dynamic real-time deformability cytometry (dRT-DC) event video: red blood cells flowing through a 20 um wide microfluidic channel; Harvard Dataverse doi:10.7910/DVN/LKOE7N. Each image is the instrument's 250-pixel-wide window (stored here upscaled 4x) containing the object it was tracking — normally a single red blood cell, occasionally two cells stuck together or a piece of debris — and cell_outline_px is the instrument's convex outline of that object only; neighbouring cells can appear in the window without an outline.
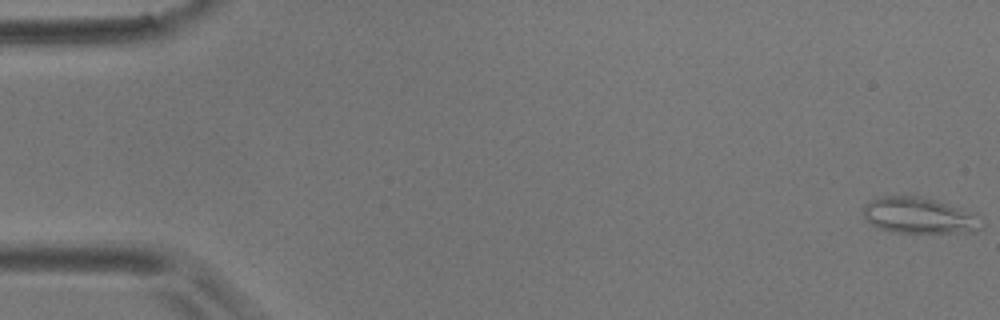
{"species": "common noctule bat (a hibernating species)", "species_latin": "Nyctalus noctula", "temperature_condition": "room temperature", "stored_images_in_passage": 56, "camera_frame_rate_fps": 3000, "um_per_image_px": 0.085, "animal": {"sex": "male", "body_mass_g": 17.9}, "frame": {"image": 1, "passage_image": 1, "time_ms": 0.0, "image_size_px": [1000, 320], "cell_outline_px": [[984, 224], [976, 232], [892, 232], [880, 228], [872, 224], [864, 216], [864, 204], [880, 196], [916, 196], [936, 200], [956, 208], [972, 216]], "centroid_in_image_um": [78.03, 18.33], "position_along_channel_um": 7.0, "area_um2": 23.93}}
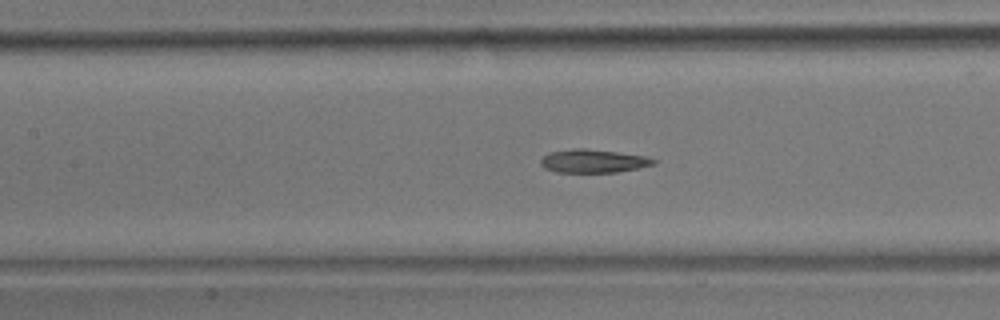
{"frame": {"image": 2, "passage_image": 25, "time_ms": 8.0, "image_size_px": [1000, 320], "cell_outline_px": [[656, 164], [640, 168], [616, 172], [556, 172], [544, 168], [540, 164], [540, 160], [548, 152], [576, 148], [584, 148], [648, 156], [656, 160]], "centroid_in_image_um": [50.44, 13.69], "position_along_channel_um": 157.0, "area_um2": 15.43}}
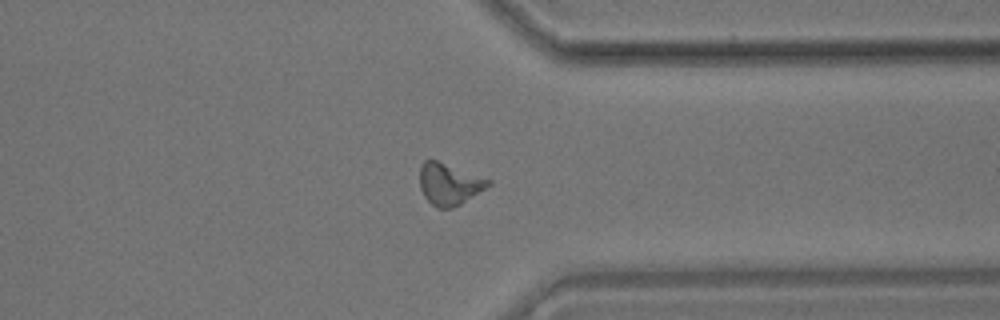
{"frame": {"image": 3, "passage_image": 43, "time_ms": 14.0, "image_size_px": [1000, 320], "cell_outline_px": [[492, 184], [460, 204], [452, 208], [436, 208], [424, 196], [420, 188], [420, 164], [424, 160], [436, 160], [492, 180]], "centroid_in_image_um": [38.17, 15.64], "position_along_channel_um": 373.2, "area_um2": 16.53}, "authors_computed_cell_mechanics": {"area_um2": 16.0973, "velocity_mm_per_s": 3.6546, "shape_relaxation_time_tau1_ms": 5.2446, "shape_relaxation_time_tau2_ms": 2.6299, "deformation_change_tau1": 0.1785, "deformation_change_tau2": 0.1107}}